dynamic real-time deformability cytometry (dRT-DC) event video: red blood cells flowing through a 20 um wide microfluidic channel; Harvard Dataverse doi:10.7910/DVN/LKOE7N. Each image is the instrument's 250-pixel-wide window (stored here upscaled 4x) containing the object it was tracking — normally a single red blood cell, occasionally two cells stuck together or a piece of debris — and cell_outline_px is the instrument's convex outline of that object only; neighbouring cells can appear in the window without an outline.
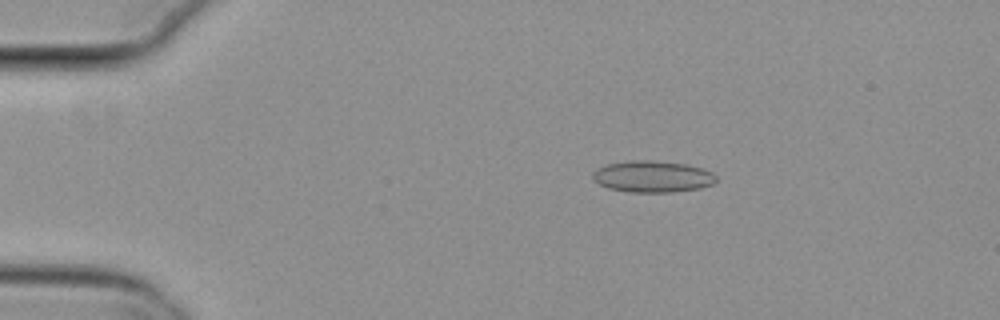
{"species": "common noctule bat (a hibernating species)", "species_latin": "Nyctalus noctula", "temperature_condition": "cold", "stored_images_in_passage": 5, "camera_frame_rate_fps": 3000, "um_per_image_px": 0.085, "animal": {"sex": "female", "body_mass_g": 29.2, "forearm_length_mm": 56.3}, "frame": {"image": 1, "passage_image": 2, "time_ms": 0.333, "image_size_px": [1000, 320], "cell_outline_px": [[716, 180], [712, 184], [700, 188], [672, 192], [632, 192], [608, 188], [592, 180], [592, 172], [596, 168], [608, 164], [628, 160], [652, 160], [688, 164], [704, 168], [712, 172], [716, 176]], "centroid_in_image_um": [55.46, 14.99], "position_along_channel_um": 29.5, "area_um2": 22.89}}
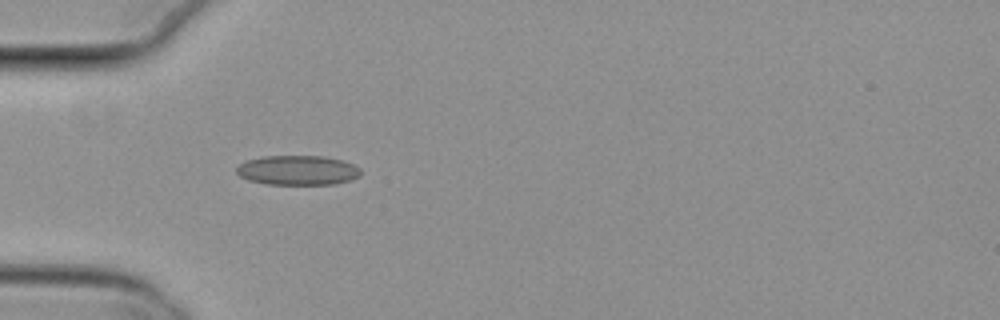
{"frame": {"image": 2, "passage_image": 4, "time_ms": 1.0, "image_size_px": [1000, 320], "cell_outline_px": [[360, 176], [352, 180], [336, 184], [264, 184], [248, 180], [240, 176], [236, 172], [236, 168], [244, 160], [264, 156], [324, 156], [340, 160], [352, 164], [360, 168]], "centroid_in_image_um": [25.28, 14.47], "position_along_channel_um": 59.7, "area_um2": 21.56}}
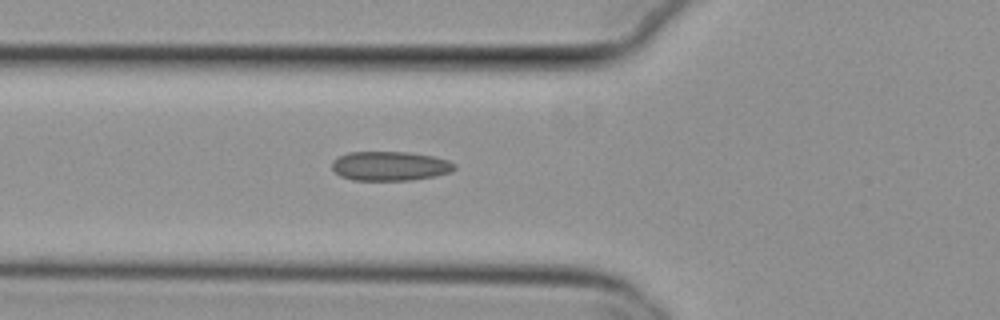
{"frame": {"image": 3, "passage_image": 5, "time_ms": 1.333, "image_size_px": [1000, 320], "cell_outline_px": [[456, 168], [452, 172], [436, 176], [408, 180], [352, 180], [340, 176], [332, 168], [332, 160], [348, 152], [408, 152], [432, 156], [448, 160], [456, 164]], "centroid_in_image_um": [33.16, 14.11], "position_along_channel_um": 92.6, "area_um2": 20.98}}